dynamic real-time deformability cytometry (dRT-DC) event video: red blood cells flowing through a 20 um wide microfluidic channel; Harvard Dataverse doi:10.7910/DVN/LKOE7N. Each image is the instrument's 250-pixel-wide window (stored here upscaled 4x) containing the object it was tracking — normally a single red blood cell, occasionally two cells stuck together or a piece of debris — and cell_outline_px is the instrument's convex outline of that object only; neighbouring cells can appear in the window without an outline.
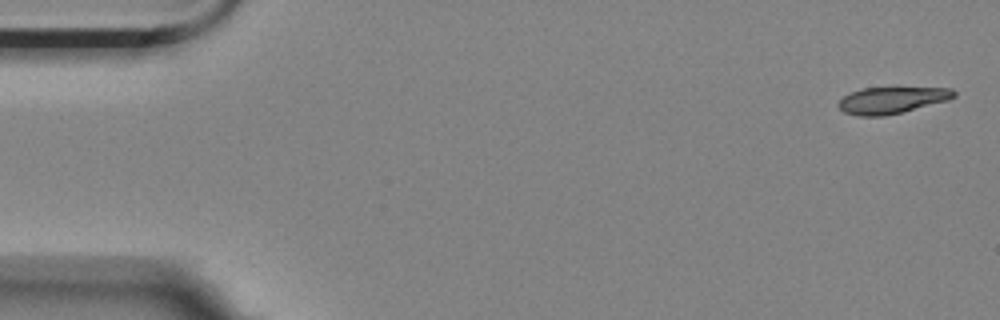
{"species": "Egyptian fruit bat (a non-hibernating species)", "species_latin": "Rousettus aegyptiacus", "temperature_condition": "room temperature", "stored_images_in_passage": 4, "camera_frame_rate_fps": 3000, "um_per_image_px": 0.085, "animal": {"sex": "female"}, "frame": {"image": 1, "passage_image": 1, "time_ms": 0.0, "image_size_px": [1000, 320], "cell_outline_px": [[956, 96], [948, 100], [884, 116], [856, 116], [844, 112], [836, 104], [844, 96], [852, 92], [864, 88], [952, 88], [956, 92]], "centroid_in_image_um": [75.78, 8.52], "position_along_channel_um": 9.2, "area_um2": 17.63}}
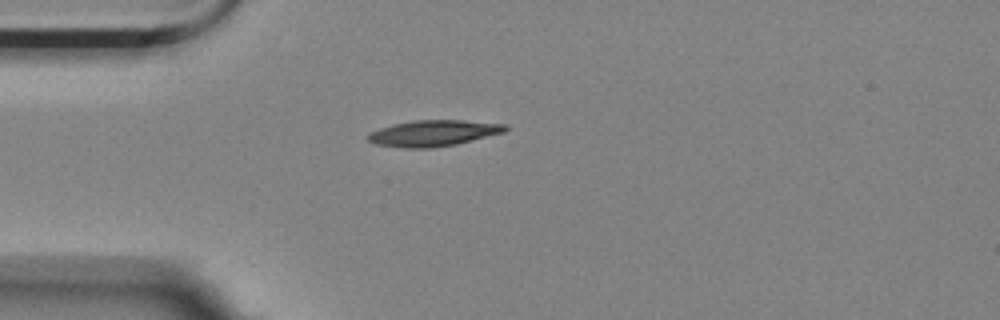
{"frame": {"image": 2, "passage_image": 4, "time_ms": 1.0, "image_size_px": [1000, 320], "cell_outline_px": [[508, 128], [504, 132], [456, 144], [432, 148], [404, 148], [376, 144], [368, 140], [368, 132], [392, 124], [412, 120], [464, 120], [508, 124]], "centroid_in_image_um": [36.83, 11.31], "position_along_channel_um": 48.2, "area_um2": 20.92}}